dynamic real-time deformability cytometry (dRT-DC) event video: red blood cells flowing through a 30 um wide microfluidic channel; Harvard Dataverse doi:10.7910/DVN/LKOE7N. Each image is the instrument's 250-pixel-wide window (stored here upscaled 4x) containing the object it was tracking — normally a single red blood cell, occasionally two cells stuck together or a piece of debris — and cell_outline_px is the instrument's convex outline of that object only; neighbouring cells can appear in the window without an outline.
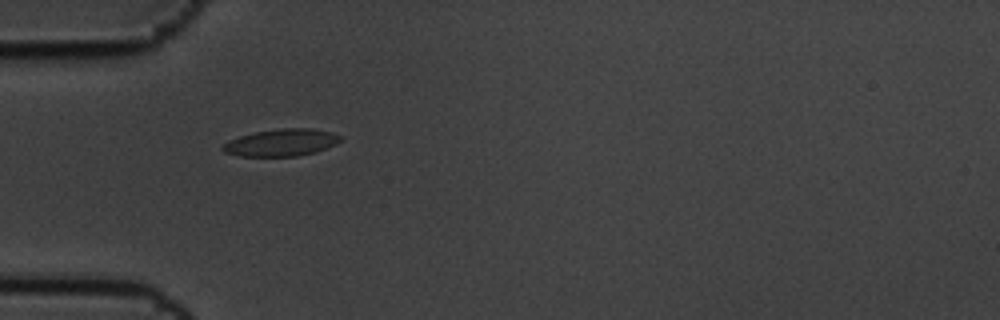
{"species": "common noctule bat (a hibernating species)", "species_latin": "Nyctalus noctula", "temperature_condition": "cold", "stored_images_in_passage": 3, "camera_frame_rate_fps": 3000, "um_per_image_px": 0.085, "animal": {"sex": "male", "body_mass_g": 19.5, "forearm_length_mm": 54.6}, "frame": {"image": 1, "passage_image": 2, "time_ms": 0.333, "image_size_px": [1000, 320], "cell_outline_px": [[344, 140], [336, 144], [316, 152], [296, 156], [240, 156], [224, 152], [220, 148], [228, 140], [240, 136], [256, 132], [280, 128], [312, 128], [332, 132], [340, 136]], "centroid_in_image_um": [23.94, 12.11], "position_along_channel_um": 61.1, "area_um2": 18.67}}
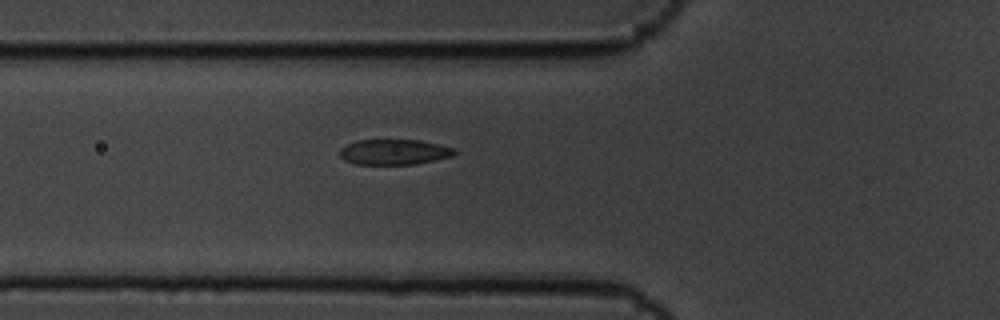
{"frame": {"image": 2, "passage_image": 3, "time_ms": 0.667, "image_size_px": [1000, 320], "cell_outline_px": [[460, 152], [452, 156], [416, 164], [356, 164], [344, 160], [340, 156], [340, 148], [356, 140], [420, 140], [440, 144], [456, 148]], "centroid_in_image_um": [33.55, 12.91], "position_along_channel_um": 92.2, "area_um2": 17.11}}